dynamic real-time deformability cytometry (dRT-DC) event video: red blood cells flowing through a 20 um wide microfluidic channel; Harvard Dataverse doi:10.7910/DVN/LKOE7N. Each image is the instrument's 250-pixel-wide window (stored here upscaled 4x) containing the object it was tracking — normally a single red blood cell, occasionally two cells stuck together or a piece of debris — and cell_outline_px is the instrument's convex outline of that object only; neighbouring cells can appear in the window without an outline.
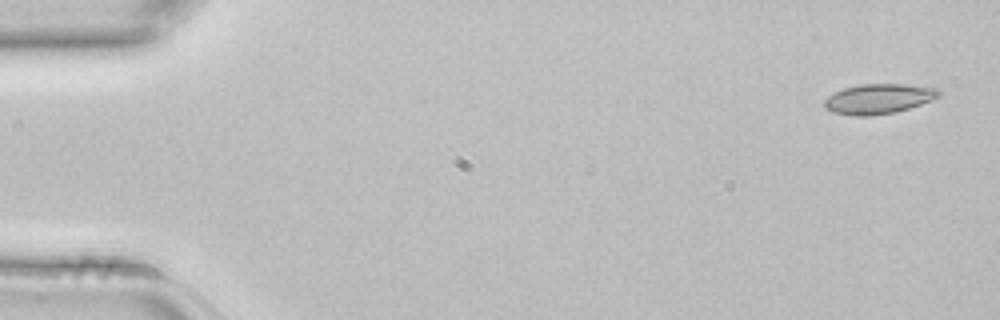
{"species": "common noctule bat (a hibernating species)", "species_latin": "Nyctalus noctula", "temperature_condition": "room temperature", "stored_images_in_passage": 4, "camera_frame_rate_fps": 3000, "um_per_image_px": 0.085, "animal": {"sex": "female", "body_mass_g": 22.7, "forearm_length_mm": 54.2}, "frame": {"image": 1, "passage_image": 1, "time_ms": 0.0, "image_size_px": [1000, 320], "cell_outline_px": [[940, 96], [920, 104], [896, 112], [868, 116], [852, 116], [832, 112], [824, 108], [824, 100], [828, 96], [844, 88], [860, 84], [908, 84], [936, 88], [940, 92]], "centroid_in_image_um": [74.65, 8.4], "position_along_channel_um": 10.4, "area_um2": 19.94}}
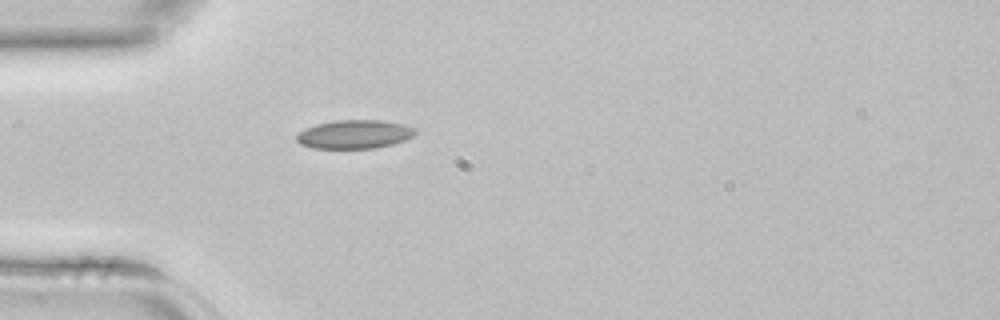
{"frame": {"image": 2, "passage_image": 4, "time_ms": 1.0, "image_size_px": [1000, 320], "cell_outline_px": [[416, 132], [412, 136], [404, 140], [392, 144], [376, 148], [312, 148], [300, 144], [296, 140], [296, 136], [300, 132], [316, 124], [336, 120], [380, 120], [404, 124], [416, 128]], "centroid_in_image_um": [30.14, 11.41], "position_along_channel_um": 54.9, "area_um2": 19.71}}